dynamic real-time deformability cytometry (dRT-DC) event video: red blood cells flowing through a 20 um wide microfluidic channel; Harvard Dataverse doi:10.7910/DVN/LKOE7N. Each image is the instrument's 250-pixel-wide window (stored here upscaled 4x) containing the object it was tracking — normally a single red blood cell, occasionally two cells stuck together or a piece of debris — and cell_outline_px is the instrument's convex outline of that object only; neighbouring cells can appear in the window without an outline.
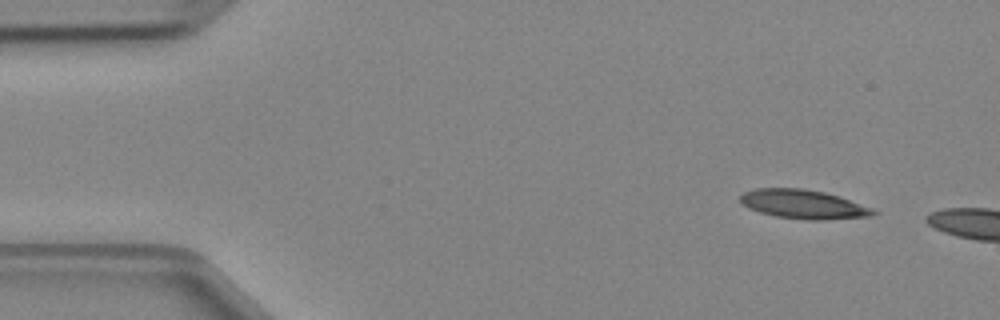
{"species": "Egyptian fruit bat (a non-hibernating species)", "species_latin": "Rousettus aegyptiacus", "temperature_condition": "cold", "stored_images_in_passage": 2, "camera_frame_rate_fps": 3000, "um_per_image_px": 0.085, "animal": {"sex": "female"}, "frame": {"image": 1, "passage_image": 1, "time_ms": 0.0, "image_size_px": [1000, 320], "cell_outline_px": [[880, 212], [872, 216], [824, 220], [808, 220], [776, 216], [760, 212], [744, 204], [740, 200], [740, 196], [744, 192], [756, 188], [804, 188], [824, 192], [872, 208]], "centroid_in_image_um": [68.31, 17.36], "position_along_channel_um": 16.7, "area_um2": 22.2}}